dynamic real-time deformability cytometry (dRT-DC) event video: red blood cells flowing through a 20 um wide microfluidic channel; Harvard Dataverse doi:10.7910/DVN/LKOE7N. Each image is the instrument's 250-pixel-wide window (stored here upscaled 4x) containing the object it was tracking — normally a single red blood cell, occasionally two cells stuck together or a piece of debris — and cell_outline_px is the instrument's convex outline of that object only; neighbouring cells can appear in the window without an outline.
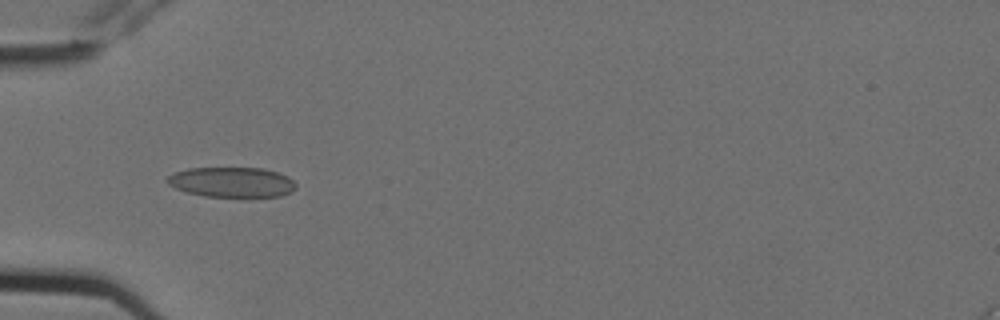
{"species": "Egyptian fruit bat (a non-hibernating species)", "species_latin": "Rousettus aegyptiacus", "temperature_condition": "cold", "stored_images_in_passage": 7, "camera_frame_rate_fps": 3000, "um_per_image_px": 0.085, "animal": {"sex": "female"}, "frame": {"image": 1, "passage_image": 6, "time_ms": 1.667, "image_size_px": [1000, 320], "cell_outline_px": [[296, 188], [292, 192], [280, 196], [204, 196], [188, 192], [176, 188], [168, 184], [164, 180], [168, 176], [176, 172], [188, 168], [264, 168], [288, 176], [296, 184]], "centroid_in_image_um": [19.71, 15.47], "position_along_channel_um": 65.3, "area_um2": 22.43}}
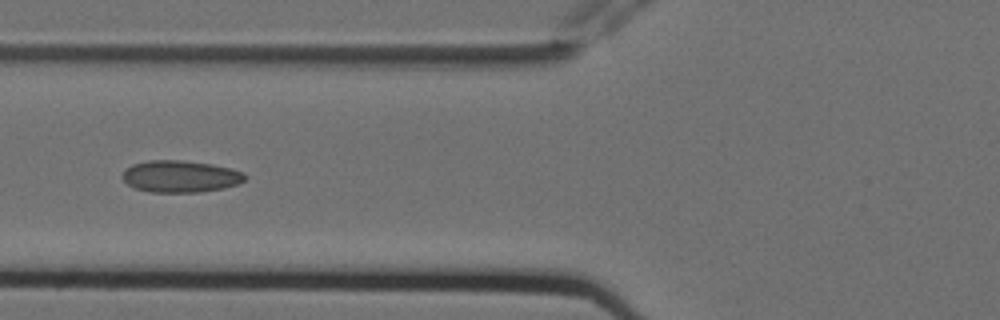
{"frame": {"image": 2, "passage_image": 7, "time_ms": 2.0, "image_size_px": [1000, 320], "cell_outline_px": [[248, 176], [244, 180], [236, 184], [224, 188], [200, 192], [148, 192], [136, 188], [128, 184], [120, 176], [132, 164], [148, 160], [180, 160], [212, 164], [244, 172]], "centroid_in_image_um": [15.33, 14.99], "position_along_channel_um": 110.5, "area_um2": 22.72}}